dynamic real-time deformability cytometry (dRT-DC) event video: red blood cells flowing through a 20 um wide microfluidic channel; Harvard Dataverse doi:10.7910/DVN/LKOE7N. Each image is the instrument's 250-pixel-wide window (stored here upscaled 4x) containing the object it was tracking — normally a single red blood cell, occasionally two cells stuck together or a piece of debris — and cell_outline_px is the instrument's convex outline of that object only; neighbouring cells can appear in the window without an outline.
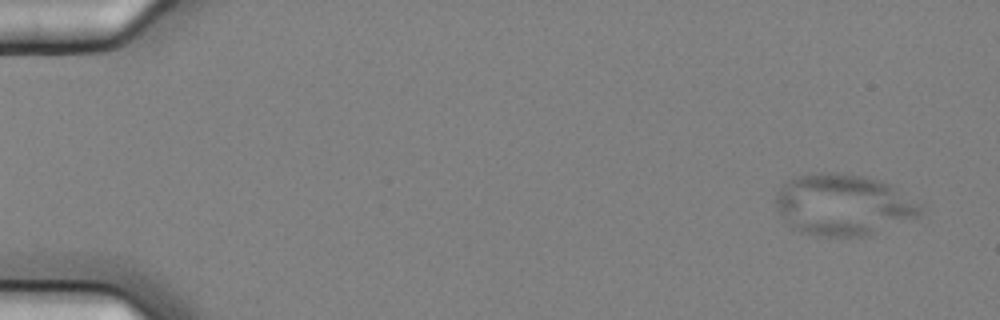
{"species": "common noctule bat (a hibernating species)", "species_latin": "Nyctalus noctula", "temperature_condition": "cold", "stored_images_in_passage": 14, "camera_frame_rate_fps": 3000, "um_per_image_px": 0.085, "animal": {"sex": "female", "body_mass_g": 25.1}, "frame": {"image": 1, "passage_image": 1, "time_ms": 0.0, "image_size_px": [1000, 320], "cell_outline_px": [[924, 204], [920, 216], [872, 236], [816, 236], [800, 232], [792, 228], [784, 220], [776, 208], [776, 192], [788, 180], [796, 176], [812, 172], [844, 172], [864, 176], [880, 180], [892, 184]], "centroid_in_image_um": [71.73, 17.4], "position_along_channel_um": 13.3, "area_um2": 52.94}}